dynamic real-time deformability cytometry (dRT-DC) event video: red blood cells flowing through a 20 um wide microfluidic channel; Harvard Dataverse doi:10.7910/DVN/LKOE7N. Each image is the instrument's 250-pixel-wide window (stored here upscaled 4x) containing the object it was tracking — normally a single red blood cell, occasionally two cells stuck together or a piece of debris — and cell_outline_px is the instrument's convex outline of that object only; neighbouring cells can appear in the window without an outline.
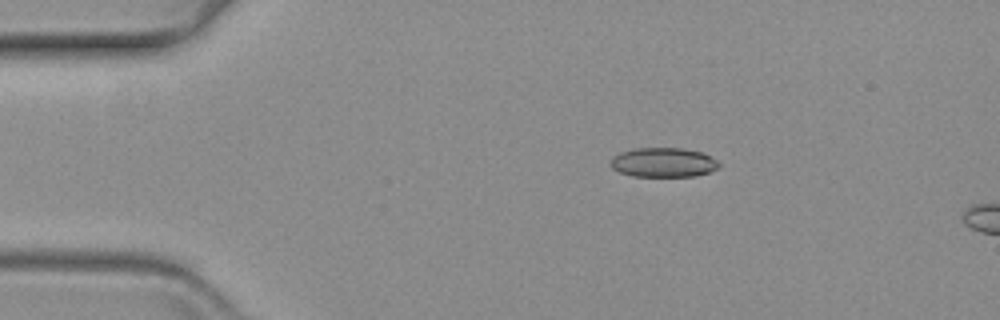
{"species": "common noctule bat (a hibernating species)", "species_latin": "Nyctalus noctula", "temperature_condition": "warm", "stored_images_in_passage": 14, "camera_frame_rate_fps": 3000, "um_per_image_px": 0.085, "animal": {"sex": "female", "body_mass_g": 19.3, "forearm_length_mm": 54.1}, "frame": {"image": 1, "passage_image": 10, "time_ms": 3.0, "image_size_px": [1000, 320], "cell_outline_px": [[720, 168], [696, 176], [632, 176], [620, 172], [612, 168], [612, 156], [620, 152], [632, 148], [684, 148], [700, 152], [716, 160], [720, 164]], "centroid_in_image_um": [56.38, 13.8], "position_along_channel_um": 28.6, "area_um2": 18.55}}